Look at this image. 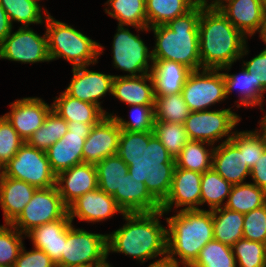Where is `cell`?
I'll use <instances>...</instances> for the list:
<instances>
[{
  "label": "cell",
  "mask_w": 266,
  "mask_h": 267,
  "mask_svg": "<svg viewBox=\"0 0 266 267\" xmlns=\"http://www.w3.org/2000/svg\"><path fill=\"white\" fill-rule=\"evenodd\" d=\"M162 210L150 213H124L127 223L111 234H107L109 252L124 253L144 263L162 256L148 267L166 263L167 228L160 224Z\"/></svg>",
  "instance_id": "obj_1"
},
{
  "label": "cell",
  "mask_w": 266,
  "mask_h": 267,
  "mask_svg": "<svg viewBox=\"0 0 266 267\" xmlns=\"http://www.w3.org/2000/svg\"><path fill=\"white\" fill-rule=\"evenodd\" d=\"M198 36L201 69L229 71L236 60L248 54L247 38L215 5L202 3Z\"/></svg>",
  "instance_id": "obj_2"
},
{
  "label": "cell",
  "mask_w": 266,
  "mask_h": 267,
  "mask_svg": "<svg viewBox=\"0 0 266 267\" xmlns=\"http://www.w3.org/2000/svg\"><path fill=\"white\" fill-rule=\"evenodd\" d=\"M202 11L199 1L184 15L157 25L149 30L154 32L156 44L152 52L153 60H170L185 65L192 71L201 69L199 54L198 24Z\"/></svg>",
  "instance_id": "obj_3"
},
{
  "label": "cell",
  "mask_w": 266,
  "mask_h": 267,
  "mask_svg": "<svg viewBox=\"0 0 266 267\" xmlns=\"http://www.w3.org/2000/svg\"><path fill=\"white\" fill-rule=\"evenodd\" d=\"M165 219L169 228L166 263L175 267L181 263L183 267H189L200 250L214 239L212 210H180Z\"/></svg>",
  "instance_id": "obj_4"
},
{
  "label": "cell",
  "mask_w": 266,
  "mask_h": 267,
  "mask_svg": "<svg viewBox=\"0 0 266 267\" xmlns=\"http://www.w3.org/2000/svg\"><path fill=\"white\" fill-rule=\"evenodd\" d=\"M124 213L161 210V169L145 157L124 176L120 192L113 195Z\"/></svg>",
  "instance_id": "obj_5"
},
{
  "label": "cell",
  "mask_w": 266,
  "mask_h": 267,
  "mask_svg": "<svg viewBox=\"0 0 266 267\" xmlns=\"http://www.w3.org/2000/svg\"><path fill=\"white\" fill-rule=\"evenodd\" d=\"M46 36L50 60L64 58L74 67L96 64L104 47L64 22L55 20L45 9Z\"/></svg>",
  "instance_id": "obj_6"
},
{
  "label": "cell",
  "mask_w": 266,
  "mask_h": 267,
  "mask_svg": "<svg viewBox=\"0 0 266 267\" xmlns=\"http://www.w3.org/2000/svg\"><path fill=\"white\" fill-rule=\"evenodd\" d=\"M161 210L167 213L175 208L199 210L202 174L176 167L172 162L161 168Z\"/></svg>",
  "instance_id": "obj_7"
},
{
  "label": "cell",
  "mask_w": 266,
  "mask_h": 267,
  "mask_svg": "<svg viewBox=\"0 0 266 267\" xmlns=\"http://www.w3.org/2000/svg\"><path fill=\"white\" fill-rule=\"evenodd\" d=\"M108 257L107 234L90 233L71 225L64 236L61 266L95 267Z\"/></svg>",
  "instance_id": "obj_8"
},
{
  "label": "cell",
  "mask_w": 266,
  "mask_h": 267,
  "mask_svg": "<svg viewBox=\"0 0 266 267\" xmlns=\"http://www.w3.org/2000/svg\"><path fill=\"white\" fill-rule=\"evenodd\" d=\"M7 177L22 180L37 189L56 185V174L51 170L46 152L25 142L16 155L3 167Z\"/></svg>",
  "instance_id": "obj_9"
},
{
  "label": "cell",
  "mask_w": 266,
  "mask_h": 267,
  "mask_svg": "<svg viewBox=\"0 0 266 267\" xmlns=\"http://www.w3.org/2000/svg\"><path fill=\"white\" fill-rule=\"evenodd\" d=\"M68 215V207L64 204L55 186L37 189L29 203L12 225L23 235L45 223L63 219Z\"/></svg>",
  "instance_id": "obj_10"
},
{
  "label": "cell",
  "mask_w": 266,
  "mask_h": 267,
  "mask_svg": "<svg viewBox=\"0 0 266 267\" xmlns=\"http://www.w3.org/2000/svg\"><path fill=\"white\" fill-rule=\"evenodd\" d=\"M240 119L231 111V107L214 111H191L185 119L184 128L189 140L205 141L214 145L222 137L231 139L234 133L231 131Z\"/></svg>",
  "instance_id": "obj_11"
},
{
  "label": "cell",
  "mask_w": 266,
  "mask_h": 267,
  "mask_svg": "<svg viewBox=\"0 0 266 267\" xmlns=\"http://www.w3.org/2000/svg\"><path fill=\"white\" fill-rule=\"evenodd\" d=\"M112 50L115 68L129 72L128 75L123 76H141L151 73L153 63L149 67L148 60L153 62L152 52L148 50L145 42L125 28V25H118Z\"/></svg>",
  "instance_id": "obj_12"
},
{
  "label": "cell",
  "mask_w": 266,
  "mask_h": 267,
  "mask_svg": "<svg viewBox=\"0 0 266 267\" xmlns=\"http://www.w3.org/2000/svg\"><path fill=\"white\" fill-rule=\"evenodd\" d=\"M192 71L182 89L184 101L190 111L207 110L226 99L223 73L219 69Z\"/></svg>",
  "instance_id": "obj_13"
},
{
  "label": "cell",
  "mask_w": 266,
  "mask_h": 267,
  "mask_svg": "<svg viewBox=\"0 0 266 267\" xmlns=\"http://www.w3.org/2000/svg\"><path fill=\"white\" fill-rule=\"evenodd\" d=\"M188 141L184 124L154 121L152 136L143 147L144 157L161 168L173 162Z\"/></svg>",
  "instance_id": "obj_14"
},
{
  "label": "cell",
  "mask_w": 266,
  "mask_h": 267,
  "mask_svg": "<svg viewBox=\"0 0 266 267\" xmlns=\"http://www.w3.org/2000/svg\"><path fill=\"white\" fill-rule=\"evenodd\" d=\"M129 145L114 117L105 116L85 139L83 162L96 165L108 156L121 153Z\"/></svg>",
  "instance_id": "obj_15"
},
{
  "label": "cell",
  "mask_w": 266,
  "mask_h": 267,
  "mask_svg": "<svg viewBox=\"0 0 266 267\" xmlns=\"http://www.w3.org/2000/svg\"><path fill=\"white\" fill-rule=\"evenodd\" d=\"M98 123L68 122L67 133L46 151L51 170L58 173L83 163V146L94 125Z\"/></svg>",
  "instance_id": "obj_16"
},
{
  "label": "cell",
  "mask_w": 266,
  "mask_h": 267,
  "mask_svg": "<svg viewBox=\"0 0 266 267\" xmlns=\"http://www.w3.org/2000/svg\"><path fill=\"white\" fill-rule=\"evenodd\" d=\"M0 59L21 63L49 62V52L46 33L39 36L31 28L19 27L11 33L0 45Z\"/></svg>",
  "instance_id": "obj_17"
},
{
  "label": "cell",
  "mask_w": 266,
  "mask_h": 267,
  "mask_svg": "<svg viewBox=\"0 0 266 267\" xmlns=\"http://www.w3.org/2000/svg\"><path fill=\"white\" fill-rule=\"evenodd\" d=\"M144 158L143 147L129 145L121 153L108 156L97 163L98 188L113 196L120 192V184L127 175Z\"/></svg>",
  "instance_id": "obj_18"
},
{
  "label": "cell",
  "mask_w": 266,
  "mask_h": 267,
  "mask_svg": "<svg viewBox=\"0 0 266 267\" xmlns=\"http://www.w3.org/2000/svg\"><path fill=\"white\" fill-rule=\"evenodd\" d=\"M86 65L72 68L73 78L65 92L81 101L89 102L101 107L99 98L107 92L112 95L113 80L117 75H107L86 69Z\"/></svg>",
  "instance_id": "obj_19"
},
{
  "label": "cell",
  "mask_w": 266,
  "mask_h": 267,
  "mask_svg": "<svg viewBox=\"0 0 266 267\" xmlns=\"http://www.w3.org/2000/svg\"><path fill=\"white\" fill-rule=\"evenodd\" d=\"M10 107L11 113H6L4 116L25 142L42 126L52 109L51 105L37 97L16 100Z\"/></svg>",
  "instance_id": "obj_20"
},
{
  "label": "cell",
  "mask_w": 266,
  "mask_h": 267,
  "mask_svg": "<svg viewBox=\"0 0 266 267\" xmlns=\"http://www.w3.org/2000/svg\"><path fill=\"white\" fill-rule=\"evenodd\" d=\"M56 187L64 204L69 207L82 195L98 188L96 166L83 162L58 173Z\"/></svg>",
  "instance_id": "obj_21"
},
{
  "label": "cell",
  "mask_w": 266,
  "mask_h": 267,
  "mask_svg": "<svg viewBox=\"0 0 266 267\" xmlns=\"http://www.w3.org/2000/svg\"><path fill=\"white\" fill-rule=\"evenodd\" d=\"M117 212L121 215L124 214L114 197L99 188L82 195L68 207V215L71 221L74 217H77L81 221L100 222Z\"/></svg>",
  "instance_id": "obj_22"
},
{
  "label": "cell",
  "mask_w": 266,
  "mask_h": 267,
  "mask_svg": "<svg viewBox=\"0 0 266 267\" xmlns=\"http://www.w3.org/2000/svg\"><path fill=\"white\" fill-rule=\"evenodd\" d=\"M213 149V169L232 185L246 183L244 180L250 176L251 170L245 162L244 150H239L228 138Z\"/></svg>",
  "instance_id": "obj_23"
},
{
  "label": "cell",
  "mask_w": 266,
  "mask_h": 267,
  "mask_svg": "<svg viewBox=\"0 0 266 267\" xmlns=\"http://www.w3.org/2000/svg\"><path fill=\"white\" fill-rule=\"evenodd\" d=\"M215 6L245 37L254 35L266 17L260 0H220Z\"/></svg>",
  "instance_id": "obj_24"
},
{
  "label": "cell",
  "mask_w": 266,
  "mask_h": 267,
  "mask_svg": "<svg viewBox=\"0 0 266 267\" xmlns=\"http://www.w3.org/2000/svg\"><path fill=\"white\" fill-rule=\"evenodd\" d=\"M71 225L72 221L67 215L63 219L54 220L32 229L26 236L30 237L33 246L44 251L56 266H61L64 236Z\"/></svg>",
  "instance_id": "obj_25"
},
{
  "label": "cell",
  "mask_w": 266,
  "mask_h": 267,
  "mask_svg": "<svg viewBox=\"0 0 266 267\" xmlns=\"http://www.w3.org/2000/svg\"><path fill=\"white\" fill-rule=\"evenodd\" d=\"M36 190V187L25 181L2 175L0 206L3 210L5 224H12L19 217Z\"/></svg>",
  "instance_id": "obj_26"
},
{
  "label": "cell",
  "mask_w": 266,
  "mask_h": 267,
  "mask_svg": "<svg viewBox=\"0 0 266 267\" xmlns=\"http://www.w3.org/2000/svg\"><path fill=\"white\" fill-rule=\"evenodd\" d=\"M112 95L129 106L154 105L156 96L151 73L141 76H115Z\"/></svg>",
  "instance_id": "obj_27"
},
{
  "label": "cell",
  "mask_w": 266,
  "mask_h": 267,
  "mask_svg": "<svg viewBox=\"0 0 266 267\" xmlns=\"http://www.w3.org/2000/svg\"><path fill=\"white\" fill-rule=\"evenodd\" d=\"M130 121L107 113L117 121L125 140L130 145L144 147L150 140L154 127V105H131Z\"/></svg>",
  "instance_id": "obj_28"
},
{
  "label": "cell",
  "mask_w": 266,
  "mask_h": 267,
  "mask_svg": "<svg viewBox=\"0 0 266 267\" xmlns=\"http://www.w3.org/2000/svg\"><path fill=\"white\" fill-rule=\"evenodd\" d=\"M151 76L154 82L155 95L181 93L191 69L183 64L170 60H153Z\"/></svg>",
  "instance_id": "obj_29"
},
{
  "label": "cell",
  "mask_w": 266,
  "mask_h": 267,
  "mask_svg": "<svg viewBox=\"0 0 266 267\" xmlns=\"http://www.w3.org/2000/svg\"><path fill=\"white\" fill-rule=\"evenodd\" d=\"M52 109L67 122L99 123L108 113L96 104L81 101L65 91L59 95V98H55Z\"/></svg>",
  "instance_id": "obj_30"
},
{
  "label": "cell",
  "mask_w": 266,
  "mask_h": 267,
  "mask_svg": "<svg viewBox=\"0 0 266 267\" xmlns=\"http://www.w3.org/2000/svg\"><path fill=\"white\" fill-rule=\"evenodd\" d=\"M214 239L233 246L243 238L244 214L225 207L212 210Z\"/></svg>",
  "instance_id": "obj_31"
},
{
  "label": "cell",
  "mask_w": 266,
  "mask_h": 267,
  "mask_svg": "<svg viewBox=\"0 0 266 267\" xmlns=\"http://www.w3.org/2000/svg\"><path fill=\"white\" fill-rule=\"evenodd\" d=\"M111 8L105 12L118 20V25L134 26L138 31H150L147 24L145 0H108Z\"/></svg>",
  "instance_id": "obj_32"
},
{
  "label": "cell",
  "mask_w": 266,
  "mask_h": 267,
  "mask_svg": "<svg viewBox=\"0 0 266 267\" xmlns=\"http://www.w3.org/2000/svg\"><path fill=\"white\" fill-rule=\"evenodd\" d=\"M199 0H145L148 28L167 24L190 11Z\"/></svg>",
  "instance_id": "obj_33"
},
{
  "label": "cell",
  "mask_w": 266,
  "mask_h": 267,
  "mask_svg": "<svg viewBox=\"0 0 266 267\" xmlns=\"http://www.w3.org/2000/svg\"><path fill=\"white\" fill-rule=\"evenodd\" d=\"M266 204V191L253 183L233 185L225 208L246 214Z\"/></svg>",
  "instance_id": "obj_34"
},
{
  "label": "cell",
  "mask_w": 266,
  "mask_h": 267,
  "mask_svg": "<svg viewBox=\"0 0 266 267\" xmlns=\"http://www.w3.org/2000/svg\"><path fill=\"white\" fill-rule=\"evenodd\" d=\"M213 146L205 141L189 140L183 147L180 154L173 160V164L182 169H188L203 174L212 167V149L206 146Z\"/></svg>",
  "instance_id": "obj_35"
},
{
  "label": "cell",
  "mask_w": 266,
  "mask_h": 267,
  "mask_svg": "<svg viewBox=\"0 0 266 267\" xmlns=\"http://www.w3.org/2000/svg\"><path fill=\"white\" fill-rule=\"evenodd\" d=\"M223 77L226 98H228V95L232 93L234 88H238L240 91L239 93L242 95H240V102L237 104V108L240 106L253 107L258 105L263 110V94L257 89L255 86V79L244 66L242 72L238 75L223 73Z\"/></svg>",
  "instance_id": "obj_36"
},
{
  "label": "cell",
  "mask_w": 266,
  "mask_h": 267,
  "mask_svg": "<svg viewBox=\"0 0 266 267\" xmlns=\"http://www.w3.org/2000/svg\"><path fill=\"white\" fill-rule=\"evenodd\" d=\"M67 131L68 122L51 109L42 126L32 134L27 143L38 150L46 152L47 149L60 140Z\"/></svg>",
  "instance_id": "obj_37"
},
{
  "label": "cell",
  "mask_w": 266,
  "mask_h": 267,
  "mask_svg": "<svg viewBox=\"0 0 266 267\" xmlns=\"http://www.w3.org/2000/svg\"><path fill=\"white\" fill-rule=\"evenodd\" d=\"M232 186L211 167L201 177L200 206L207 203L210 210L224 207L223 201L228 198Z\"/></svg>",
  "instance_id": "obj_38"
},
{
  "label": "cell",
  "mask_w": 266,
  "mask_h": 267,
  "mask_svg": "<svg viewBox=\"0 0 266 267\" xmlns=\"http://www.w3.org/2000/svg\"><path fill=\"white\" fill-rule=\"evenodd\" d=\"M154 120L184 124L190 110L182 93L155 95Z\"/></svg>",
  "instance_id": "obj_39"
},
{
  "label": "cell",
  "mask_w": 266,
  "mask_h": 267,
  "mask_svg": "<svg viewBox=\"0 0 266 267\" xmlns=\"http://www.w3.org/2000/svg\"><path fill=\"white\" fill-rule=\"evenodd\" d=\"M189 267H237L232 247L212 239Z\"/></svg>",
  "instance_id": "obj_40"
},
{
  "label": "cell",
  "mask_w": 266,
  "mask_h": 267,
  "mask_svg": "<svg viewBox=\"0 0 266 267\" xmlns=\"http://www.w3.org/2000/svg\"><path fill=\"white\" fill-rule=\"evenodd\" d=\"M13 26V21L22 23V27L43 23L41 6L36 0H0Z\"/></svg>",
  "instance_id": "obj_41"
},
{
  "label": "cell",
  "mask_w": 266,
  "mask_h": 267,
  "mask_svg": "<svg viewBox=\"0 0 266 267\" xmlns=\"http://www.w3.org/2000/svg\"><path fill=\"white\" fill-rule=\"evenodd\" d=\"M22 239V233L12 224L0 225V267L14 266L23 247Z\"/></svg>",
  "instance_id": "obj_42"
},
{
  "label": "cell",
  "mask_w": 266,
  "mask_h": 267,
  "mask_svg": "<svg viewBox=\"0 0 266 267\" xmlns=\"http://www.w3.org/2000/svg\"><path fill=\"white\" fill-rule=\"evenodd\" d=\"M230 140L239 150H244L245 162L250 170L266 149V142L257 129L255 131H234Z\"/></svg>",
  "instance_id": "obj_43"
},
{
  "label": "cell",
  "mask_w": 266,
  "mask_h": 267,
  "mask_svg": "<svg viewBox=\"0 0 266 267\" xmlns=\"http://www.w3.org/2000/svg\"><path fill=\"white\" fill-rule=\"evenodd\" d=\"M232 252L239 267H266L264 244L261 242L241 238L232 246Z\"/></svg>",
  "instance_id": "obj_44"
},
{
  "label": "cell",
  "mask_w": 266,
  "mask_h": 267,
  "mask_svg": "<svg viewBox=\"0 0 266 267\" xmlns=\"http://www.w3.org/2000/svg\"><path fill=\"white\" fill-rule=\"evenodd\" d=\"M25 141L3 115L0 117V166L3 168L18 152Z\"/></svg>",
  "instance_id": "obj_45"
},
{
  "label": "cell",
  "mask_w": 266,
  "mask_h": 267,
  "mask_svg": "<svg viewBox=\"0 0 266 267\" xmlns=\"http://www.w3.org/2000/svg\"><path fill=\"white\" fill-rule=\"evenodd\" d=\"M243 238L264 243L266 239V204L244 214Z\"/></svg>",
  "instance_id": "obj_46"
},
{
  "label": "cell",
  "mask_w": 266,
  "mask_h": 267,
  "mask_svg": "<svg viewBox=\"0 0 266 267\" xmlns=\"http://www.w3.org/2000/svg\"><path fill=\"white\" fill-rule=\"evenodd\" d=\"M13 267H57L52 259L41 249L35 248L32 251H26L23 246L18 259Z\"/></svg>",
  "instance_id": "obj_47"
},
{
  "label": "cell",
  "mask_w": 266,
  "mask_h": 267,
  "mask_svg": "<svg viewBox=\"0 0 266 267\" xmlns=\"http://www.w3.org/2000/svg\"><path fill=\"white\" fill-rule=\"evenodd\" d=\"M246 70L255 79V86L263 94L266 91V50L260 52L250 61H243Z\"/></svg>",
  "instance_id": "obj_48"
},
{
  "label": "cell",
  "mask_w": 266,
  "mask_h": 267,
  "mask_svg": "<svg viewBox=\"0 0 266 267\" xmlns=\"http://www.w3.org/2000/svg\"><path fill=\"white\" fill-rule=\"evenodd\" d=\"M250 176L254 180L253 184L266 191V149L251 169Z\"/></svg>",
  "instance_id": "obj_49"
},
{
  "label": "cell",
  "mask_w": 266,
  "mask_h": 267,
  "mask_svg": "<svg viewBox=\"0 0 266 267\" xmlns=\"http://www.w3.org/2000/svg\"><path fill=\"white\" fill-rule=\"evenodd\" d=\"M12 24L9 20L8 15L5 10L0 5V45L4 41V39L11 33Z\"/></svg>",
  "instance_id": "obj_50"
},
{
  "label": "cell",
  "mask_w": 266,
  "mask_h": 267,
  "mask_svg": "<svg viewBox=\"0 0 266 267\" xmlns=\"http://www.w3.org/2000/svg\"><path fill=\"white\" fill-rule=\"evenodd\" d=\"M258 32L260 33L259 37L262 39V41L266 44V17L263 21V23L260 25ZM266 50V48L264 49Z\"/></svg>",
  "instance_id": "obj_51"
},
{
  "label": "cell",
  "mask_w": 266,
  "mask_h": 267,
  "mask_svg": "<svg viewBox=\"0 0 266 267\" xmlns=\"http://www.w3.org/2000/svg\"><path fill=\"white\" fill-rule=\"evenodd\" d=\"M260 127V131L258 132L263 136V139L266 142V114L260 122Z\"/></svg>",
  "instance_id": "obj_52"
},
{
  "label": "cell",
  "mask_w": 266,
  "mask_h": 267,
  "mask_svg": "<svg viewBox=\"0 0 266 267\" xmlns=\"http://www.w3.org/2000/svg\"><path fill=\"white\" fill-rule=\"evenodd\" d=\"M199 1H201L202 3H204L205 5H216V4H218V2L220 1V0H213L212 2H210V4H208L207 2V0H199Z\"/></svg>",
  "instance_id": "obj_53"
},
{
  "label": "cell",
  "mask_w": 266,
  "mask_h": 267,
  "mask_svg": "<svg viewBox=\"0 0 266 267\" xmlns=\"http://www.w3.org/2000/svg\"><path fill=\"white\" fill-rule=\"evenodd\" d=\"M264 13L266 14V0H260Z\"/></svg>",
  "instance_id": "obj_54"
},
{
  "label": "cell",
  "mask_w": 266,
  "mask_h": 267,
  "mask_svg": "<svg viewBox=\"0 0 266 267\" xmlns=\"http://www.w3.org/2000/svg\"><path fill=\"white\" fill-rule=\"evenodd\" d=\"M95 267H112L107 261L99 266H95Z\"/></svg>",
  "instance_id": "obj_55"
},
{
  "label": "cell",
  "mask_w": 266,
  "mask_h": 267,
  "mask_svg": "<svg viewBox=\"0 0 266 267\" xmlns=\"http://www.w3.org/2000/svg\"><path fill=\"white\" fill-rule=\"evenodd\" d=\"M154 267H175V266L165 263V264H162V265H159V266H154Z\"/></svg>",
  "instance_id": "obj_56"
},
{
  "label": "cell",
  "mask_w": 266,
  "mask_h": 267,
  "mask_svg": "<svg viewBox=\"0 0 266 267\" xmlns=\"http://www.w3.org/2000/svg\"><path fill=\"white\" fill-rule=\"evenodd\" d=\"M2 175H3V168L0 166V180H1Z\"/></svg>",
  "instance_id": "obj_57"
},
{
  "label": "cell",
  "mask_w": 266,
  "mask_h": 267,
  "mask_svg": "<svg viewBox=\"0 0 266 267\" xmlns=\"http://www.w3.org/2000/svg\"><path fill=\"white\" fill-rule=\"evenodd\" d=\"M263 244H264V251H265V256H266V239Z\"/></svg>",
  "instance_id": "obj_58"
},
{
  "label": "cell",
  "mask_w": 266,
  "mask_h": 267,
  "mask_svg": "<svg viewBox=\"0 0 266 267\" xmlns=\"http://www.w3.org/2000/svg\"><path fill=\"white\" fill-rule=\"evenodd\" d=\"M57 267H78V266H57Z\"/></svg>",
  "instance_id": "obj_59"
}]
</instances>
